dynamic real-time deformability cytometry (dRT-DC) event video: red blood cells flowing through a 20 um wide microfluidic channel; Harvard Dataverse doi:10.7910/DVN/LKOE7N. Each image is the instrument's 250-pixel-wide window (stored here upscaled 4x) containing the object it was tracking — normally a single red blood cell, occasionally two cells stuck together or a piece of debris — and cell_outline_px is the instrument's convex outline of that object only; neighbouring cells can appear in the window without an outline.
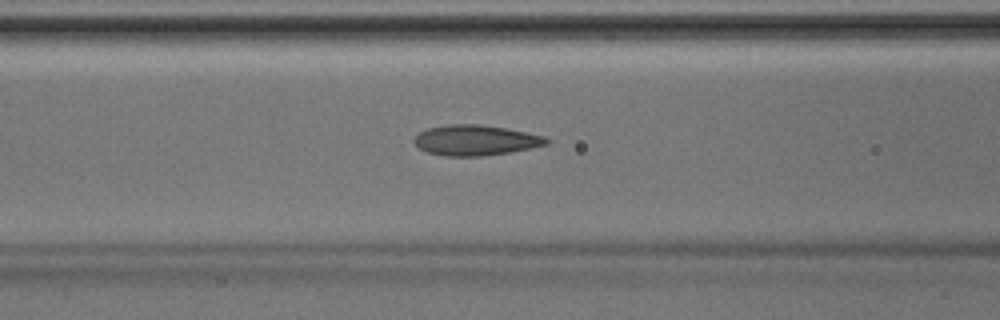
{"species": "Egyptian fruit bat (a non-hibernating species)", "species_latin": "Rousettus aegyptiacus", "temperature_condition": "room temperature", "stored_images_in_passage": 28, "camera_frame_rate_fps": 3000, "um_per_image_px": 0.085, "animal": {"sex": "male"}, "frame": {"image": 1, "passage_image": 5, "time_ms": 1.333, "image_size_px": [1000, 320], "cell_outline_px": [[552, 140], [548, 144], [512, 152], [480, 156], [448, 156], [428, 152], [416, 148], [412, 140], [420, 132], [428, 128], [448, 124], [476, 124], [508, 128], [528, 132], [544, 136]], "centroid_in_image_um": [40.43, 11.92], "position_along_channel_um": 126.2, "area_um2": 23.64}}
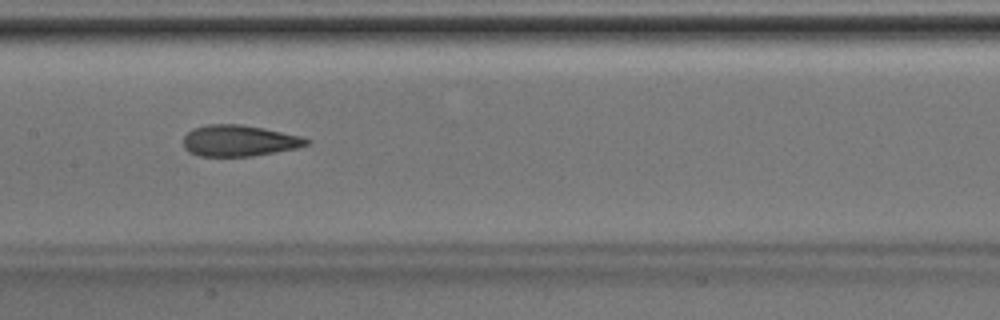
{"frame": {"image": 2, "passage_image": 9, "time_ms": 2.667, "image_size_px": [1000, 320], "cell_outline_px": [[312, 144], [296, 148], [276, 152], [252, 156], [200, 156], [188, 152], [184, 148], [184, 136], [192, 128], [208, 124], [240, 124], [264, 128], [300, 136], [312, 140]], "centroid_in_image_um": [20.34, 11.96], "position_along_channel_um": 187.1, "area_um2": 22.54}}